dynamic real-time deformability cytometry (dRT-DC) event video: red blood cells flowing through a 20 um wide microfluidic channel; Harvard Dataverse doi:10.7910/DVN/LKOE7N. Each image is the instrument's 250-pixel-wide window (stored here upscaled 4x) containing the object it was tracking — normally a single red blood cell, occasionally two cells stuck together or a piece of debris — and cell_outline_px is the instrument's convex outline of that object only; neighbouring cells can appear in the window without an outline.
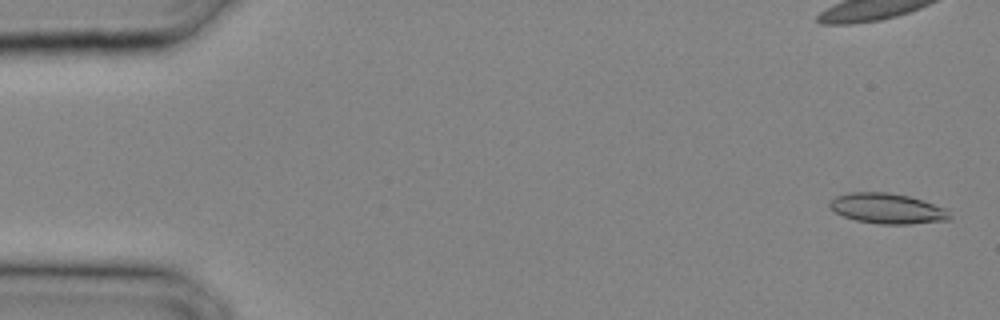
{"species": "common noctule bat (a hibernating species)", "species_latin": "Nyctalus noctula", "temperature_condition": "cold", "stored_images_in_passage": 8, "camera_frame_rate_fps": 3000, "um_per_image_px": 0.085, "animal": {"sex": "male", "body_mass_g": 20.4}, "frame": {"image": 1, "passage_image": 1, "time_ms": 0.0, "image_size_px": [1000, 320], "cell_outline_px": [[952, 220], [908, 224], [880, 224], [856, 220], [844, 216], [828, 208], [828, 204], [836, 196], [848, 192], [888, 192], [908, 196], [924, 200], [948, 208], [952, 216]], "centroid_in_image_um": [75.48, 17.72], "position_along_channel_um": 9.5, "area_um2": 21.5}}